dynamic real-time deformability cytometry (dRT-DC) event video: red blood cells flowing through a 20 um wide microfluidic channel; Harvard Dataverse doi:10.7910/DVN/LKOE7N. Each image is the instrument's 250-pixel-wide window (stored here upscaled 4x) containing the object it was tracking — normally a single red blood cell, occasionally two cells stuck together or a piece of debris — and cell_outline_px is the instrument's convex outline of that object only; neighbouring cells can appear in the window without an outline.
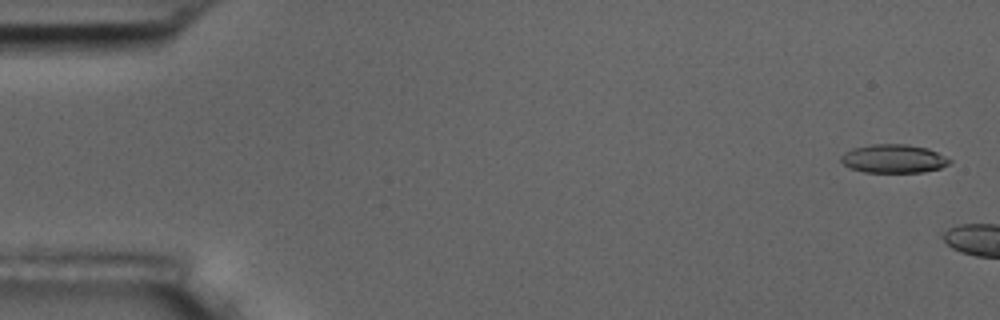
{"species": "common noctule bat (a hibernating species)", "species_latin": "Nyctalus noctula", "temperature_condition": "room temperature", "stored_images_in_passage": 2, "camera_frame_rate_fps": 3000, "um_per_image_px": 0.085, "animal": {"sex": "male", "body_mass_g": 17.5, "forearm_length_mm": 52.3}, "frame": {"image": 1, "passage_image": 1, "time_ms": 0.0, "image_size_px": [1000, 320], "cell_outline_px": [[952, 160], [948, 164], [940, 168], [924, 172], [864, 172], [852, 168], [844, 164], [840, 160], [840, 156], [844, 152], [852, 148], [872, 144], [904, 144], [928, 148]], "centroid_in_image_um": [75.94, 13.48], "position_along_channel_um": 9.1, "area_um2": 17.98}}